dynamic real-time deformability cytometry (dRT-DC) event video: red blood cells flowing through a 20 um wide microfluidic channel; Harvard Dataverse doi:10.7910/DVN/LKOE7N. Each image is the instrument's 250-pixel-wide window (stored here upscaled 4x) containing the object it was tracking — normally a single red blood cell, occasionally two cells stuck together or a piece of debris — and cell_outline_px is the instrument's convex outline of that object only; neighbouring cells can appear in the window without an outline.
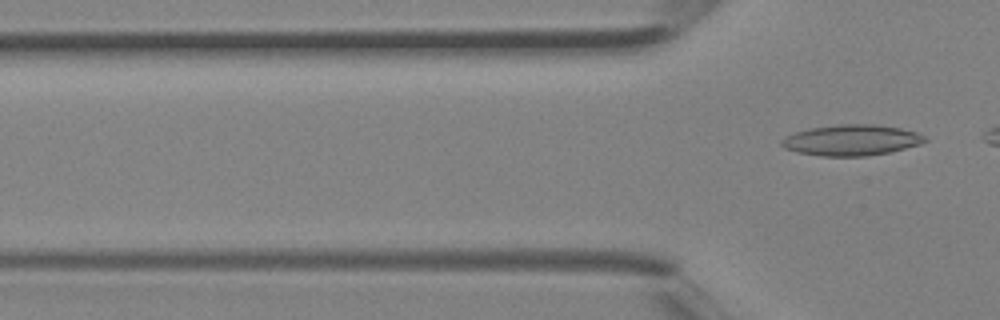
{"species": "Egyptian fruit bat (a non-hibernating species)", "species_latin": "Rousettus aegyptiacus", "temperature_condition": "room temperature", "stored_images_in_passage": 3, "camera_frame_rate_fps": 3000, "um_per_image_px": 0.085, "animal": {"sex": "female"}, "frame": {"image": 1, "passage_image": 3, "time_ms": 0.667, "image_size_px": [1000, 320], "cell_outline_px": [[928, 140], [920, 144], [888, 152], [864, 156], [820, 156], [796, 152], [784, 148], [780, 144], [780, 140], [784, 136], [808, 128], [840, 124], [876, 124], [900, 128], [916, 132], [924, 136]], "centroid_in_image_um": [72.32, 11.91], "position_along_channel_um": 53.5, "area_um2": 25.78}}